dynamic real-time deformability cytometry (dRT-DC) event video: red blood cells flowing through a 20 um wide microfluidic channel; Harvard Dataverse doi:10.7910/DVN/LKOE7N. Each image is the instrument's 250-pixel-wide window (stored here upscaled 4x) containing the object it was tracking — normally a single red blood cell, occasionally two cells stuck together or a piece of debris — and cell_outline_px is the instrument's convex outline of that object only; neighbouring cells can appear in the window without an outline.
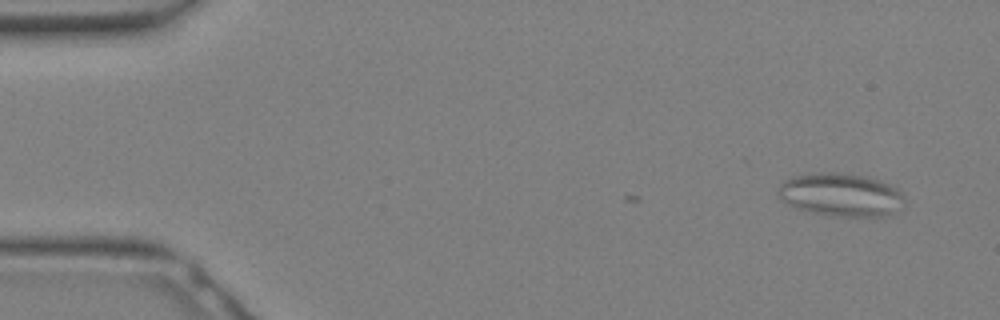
{"species": "Egyptian fruit bat (a non-hibernating species)", "species_latin": "Rousettus aegyptiacus", "temperature_condition": "warm", "stored_images_in_passage": 8, "camera_frame_rate_fps": 3000, "um_per_image_px": 0.085, "animal": {"sex": "female"}, "frame": {"image": 1, "passage_image": 8, "time_ms": 2.333, "image_size_px": [1000, 320], "cell_outline_px": [[904, 200], [888, 216], [832, 216], [800, 208], [788, 204], [780, 200], [776, 196], [776, 188], [784, 180], [792, 176], [816, 172], [836, 172], [864, 176], [880, 180], [896, 188], [904, 196]], "centroid_in_image_um": [71.4, 16.53], "position_along_channel_um": 13.6, "area_um2": 31.62}}